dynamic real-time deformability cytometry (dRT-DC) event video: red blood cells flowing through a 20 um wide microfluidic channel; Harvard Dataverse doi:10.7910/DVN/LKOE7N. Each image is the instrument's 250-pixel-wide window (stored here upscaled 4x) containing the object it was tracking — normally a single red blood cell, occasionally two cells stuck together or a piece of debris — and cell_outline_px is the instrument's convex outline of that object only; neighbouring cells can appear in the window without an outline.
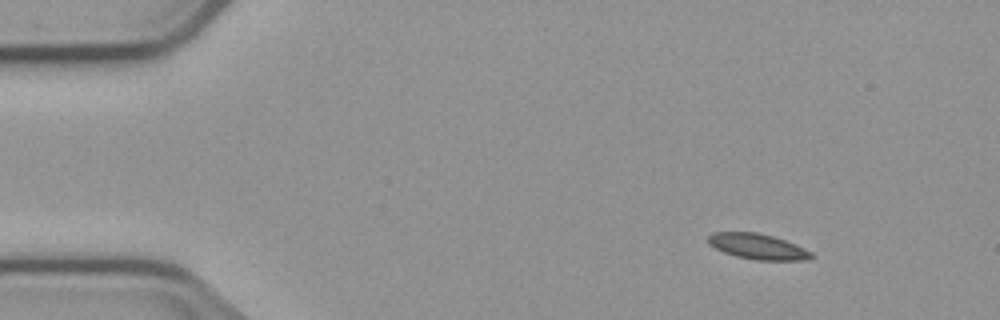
{"species": "common noctule bat (a hibernating species)", "species_latin": "Nyctalus noctula", "temperature_condition": "cold", "stored_images_in_passage": 3, "camera_frame_rate_fps": 3000, "um_per_image_px": 0.085, "animal": {"sex": "male", "body_mass_g": 23.1, "forearm_length_mm": 52.7}, "frame": {"image": 1, "passage_image": 1, "time_ms": 0.0, "image_size_px": [1000, 320], "cell_outline_px": [[816, 256], [808, 260], [756, 260], [736, 256], [724, 252], [708, 244], [708, 236], [712, 232], [756, 232], [772, 236], [796, 244], [812, 252]], "centroid_in_image_um": [64.43, 20.96], "position_along_channel_um": 20.6, "area_um2": 15.37}}